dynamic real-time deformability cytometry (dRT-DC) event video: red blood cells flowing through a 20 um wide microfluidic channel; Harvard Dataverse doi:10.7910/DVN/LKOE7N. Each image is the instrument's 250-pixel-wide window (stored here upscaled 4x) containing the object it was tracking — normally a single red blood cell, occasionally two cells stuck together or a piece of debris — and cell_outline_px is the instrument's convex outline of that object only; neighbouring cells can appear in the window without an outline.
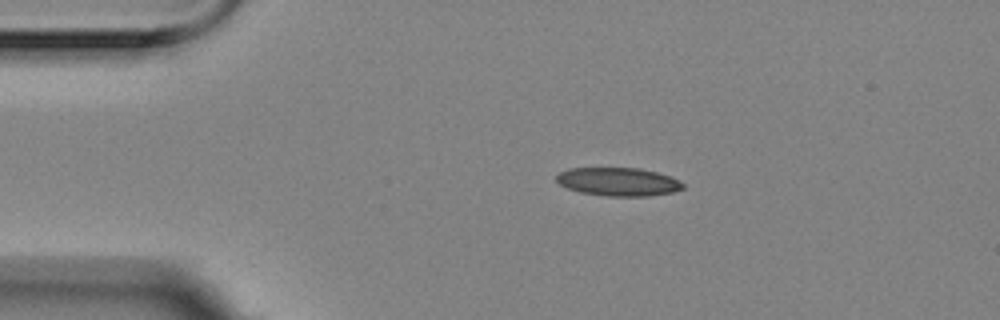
{"species": "Egyptian fruit bat (a non-hibernating species)", "species_latin": "Rousettus aegyptiacus", "temperature_condition": "room temperature", "stored_images_in_passage": 10, "camera_frame_rate_fps": 3000, "um_per_image_px": 0.085, "animal": {"sex": "female"}, "frame": {"image": 1, "passage_image": 2, "time_ms": 0.333, "image_size_px": [1000, 320], "cell_outline_px": [[684, 188], [672, 192], [648, 196], [608, 196], [580, 192], [568, 188], [560, 184], [556, 180], [556, 176], [560, 172], [568, 168], [640, 168], [656, 172], [680, 180], [684, 184]], "centroid_in_image_um": [52.55, 15.44], "position_along_channel_um": 32.4, "area_um2": 20.81}}
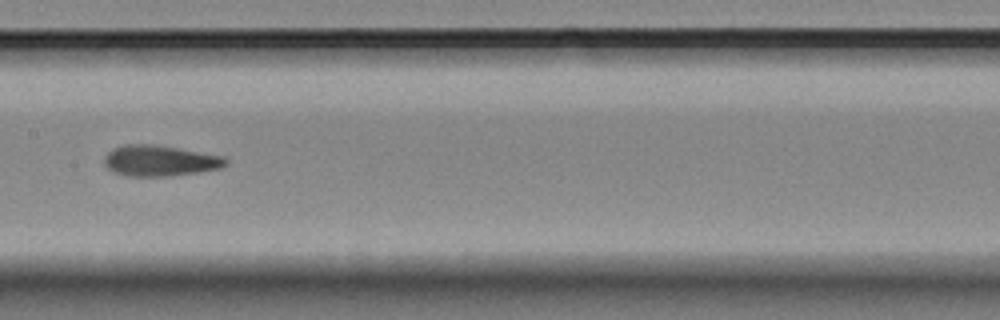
{"frame": {"image": 2, "passage_image": 7, "time_ms": 2.0, "image_size_px": [1000, 320], "cell_outline_px": [[228, 164], [220, 168], [196, 172], [168, 176], [128, 176], [116, 172], [108, 168], [104, 164], [104, 156], [112, 148], [124, 144], [152, 144], [224, 156], [228, 160]], "centroid_in_image_um": [13.57, 13.65], "position_along_channel_um": 193.8, "area_um2": 21.68}}
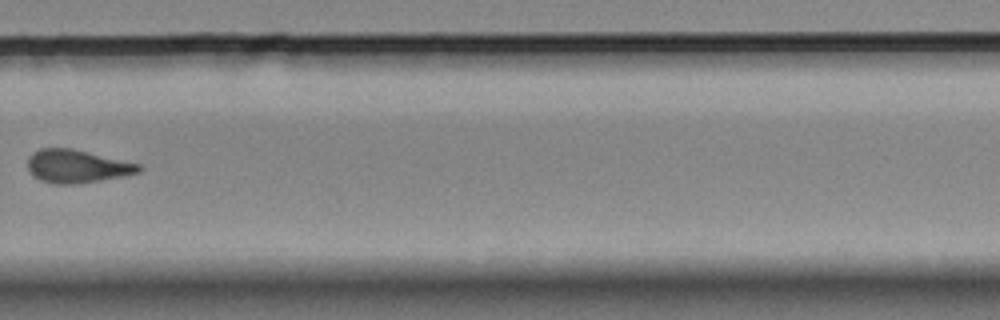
{"frame": {"image": 3, "passage_image": 10, "time_ms": 3.0, "image_size_px": [1000, 320], "cell_outline_px": [[144, 168], [140, 172], [100, 180], [76, 184], [52, 184], [40, 180], [32, 176], [28, 172], [28, 156], [32, 152], [40, 148], [72, 148], [140, 164]], "centroid_in_image_um": [6.49, 14.13], "position_along_channel_um": 323.3, "area_um2": 21.56}}